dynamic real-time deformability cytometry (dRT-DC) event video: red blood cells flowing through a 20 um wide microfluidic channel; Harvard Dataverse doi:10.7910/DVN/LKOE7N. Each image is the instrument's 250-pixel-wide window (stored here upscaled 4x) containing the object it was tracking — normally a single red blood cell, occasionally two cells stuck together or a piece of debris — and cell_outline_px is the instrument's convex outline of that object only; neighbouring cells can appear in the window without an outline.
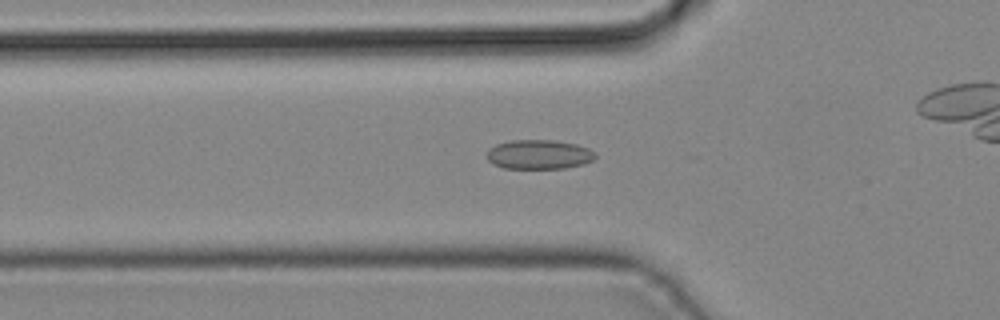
{"species": "common noctule bat (a hibernating species)", "species_latin": "Nyctalus noctula", "temperature_condition": "cold", "stored_images_in_passage": 31, "camera_frame_rate_fps": 3000, "um_per_image_px": 0.085, "animal": {"sex": "male", "body_mass_g": 19.2, "forearm_length_mm": 51.8}, "frame": {"image": 1, "passage_image": 10, "time_ms": 3.0, "image_size_px": [1000, 320], "cell_outline_px": [[596, 156], [592, 160], [584, 164], [564, 168], [504, 168], [492, 164], [488, 160], [488, 148], [496, 144], [512, 140], [556, 140], [576, 144], [588, 148], [596, 152]], "centroid_in_image_um": [45.82, 13.12], "position_along_channel_um": 80.0, "area_um2": 18.61}}
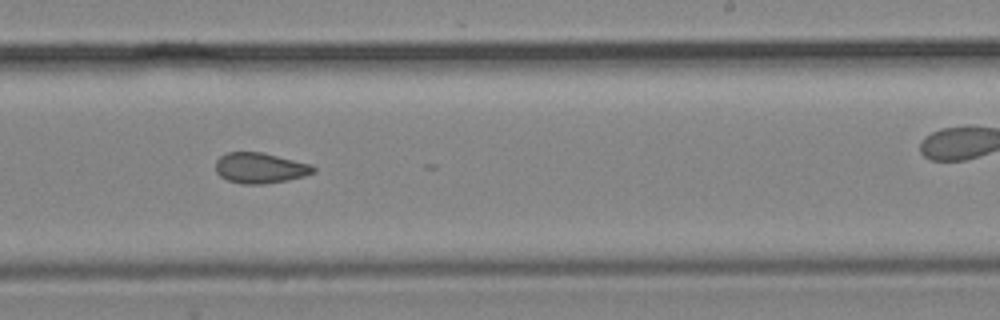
{"frame": {"image": 2, "passage_image": 22, "time_ms": 7.0, "image_size_px": [1000, 320], "cell_outline_px": [[316, 172], [304, 176], [288, 180], [264, 184], [244, 184], [228, 180], [220, 176], [216, 172], [216, 160], [220, 156], [228, 152], [264, 152], [312, 164], [316, 168]], "centroid_in_image_um": [22.14, 14.27], "position_along_channel_um": 266.9, "area_um2": 17.57}}
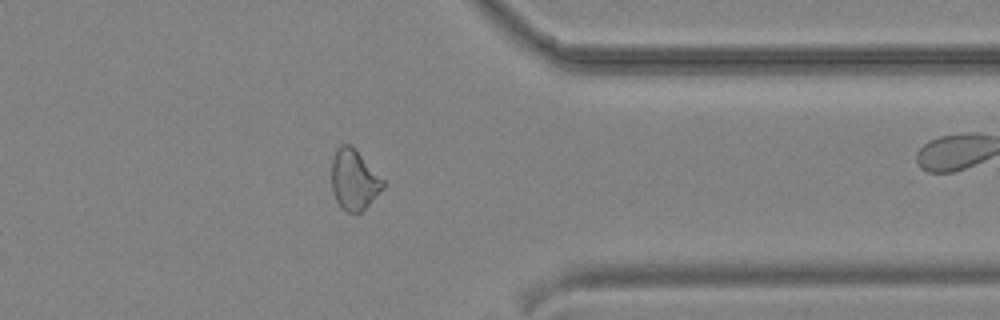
{"frame": {"image": 3, "passage_image": 30, "time_ms": 9.667, "image_size_px": [1000, 320], "cell_outline_px": [[384, 188], [356, 216], [348, 212], [336, 200], [332, 188], [332, 160], [336, 148], [340, 144], [352, 144], [384, 180]], "centroid_in_image_um": [30.09, 15.25], "position_along_channel_um": 381.3, "area_um2": 18.09}}